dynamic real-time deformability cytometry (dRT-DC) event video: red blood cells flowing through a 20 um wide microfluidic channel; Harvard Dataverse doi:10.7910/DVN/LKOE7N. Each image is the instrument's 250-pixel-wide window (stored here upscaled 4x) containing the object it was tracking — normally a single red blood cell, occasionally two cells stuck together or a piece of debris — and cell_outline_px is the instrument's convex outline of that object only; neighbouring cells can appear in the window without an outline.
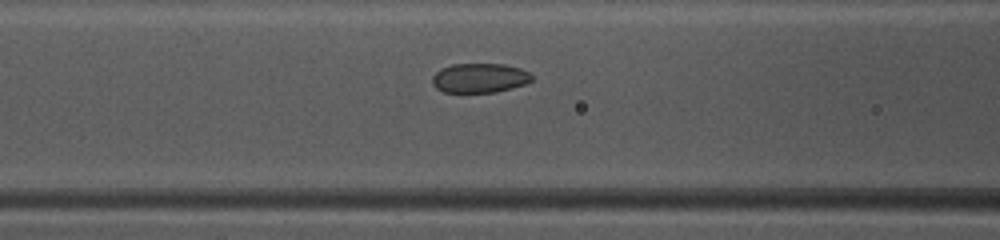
{"species": "common noctule bat (a hibernating species)", "species_latin": "Nyctalus noctula", "temperature_condition": "warm", "stored_images_in_passage": 50, "camera_frame_rate_fps": 3000, "um_per_image_px": 0.085, "animal": {"sex": "female", "body_mass_g": 10.0, "forearm_length_mm": 53.1}, "frame": {"image": 1, "passage_image": 21, "time_ms": 6.667, "image_size_px": [1000, 240], "cell_outline_px": [[532, 80], [524, 84], [512, 88], [496, 92], [444, 92], [436, 88], [432, 84], [432, 76], [440, 68], [452, 64], [504, 64], [520, 68], [528, 72], [532, 76]], "centroid_in_image_um": [40.74, 6.62], "position_along_channel_um": 125.9, "area_um2": 17.11}}
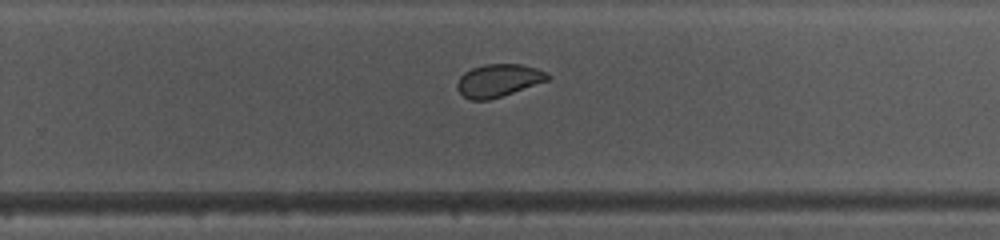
{"frame": {"image": 2, "passage_image": 33, "time_ms": 10.667, "image_size_px": [1000, 240], "cell_outline_px": [[548, 80], [488, 100], [472, 100], [464, 96], [456, 88], [456, 84], [460, 76], [464, 72], [472, 68], [484, 64], [520, 64], [536, 68], [548, 72]], "centroid_in_image_um": [42.33, 6.82], "position_along_channel_um": 287.5, "area_um2": 16.99}}
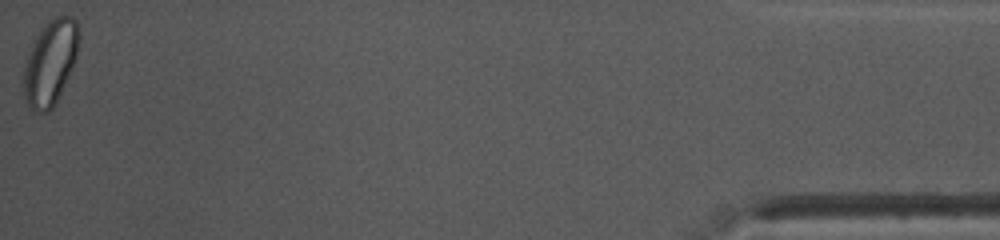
{"frame": {"image": 3, "passage_image": 50, "time_ms": 16.333, "image_size_px": [1000, 240], "cell_outline_px": [[80, 32], [76, 56], [68, 76], [56, 104], [48, 112], [32, 112], [28, 108], [24, 100], [24, 68], [32, 44], [36, 36], [52, 16], [72, 16], [76, 20]], "centroid_in_image_um": [4.27, 5.34], "position_along_channel_um": 430.9, "area_um2": 27.28}, "authors_computed_cell_mechanics": {"area_um2": 18.7272, "velocity_mm_per_s": 4.0483, "shape_relaxation_time_tau1_ms": 7.5826, "shape_relaxation_time_tau2_ms": 1.4126, "deformation_change_tau1": 0.1378, "deformation_change_tau2": 0.0408}}